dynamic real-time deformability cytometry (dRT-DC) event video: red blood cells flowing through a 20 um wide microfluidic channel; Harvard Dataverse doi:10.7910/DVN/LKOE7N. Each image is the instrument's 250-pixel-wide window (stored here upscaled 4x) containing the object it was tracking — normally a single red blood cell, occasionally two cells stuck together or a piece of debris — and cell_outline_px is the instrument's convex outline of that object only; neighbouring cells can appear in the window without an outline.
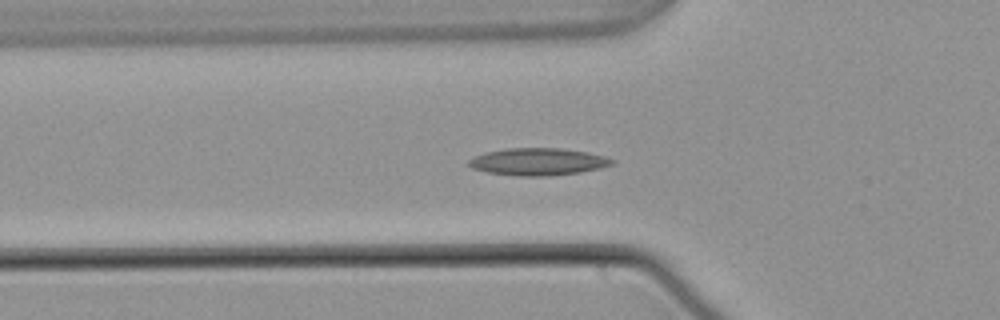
{"species": "common noctule bat (a hibernating species)", "species_latin": "Nyctalus noctula", "temperature_condition": "warm", "stored_images_in_passage": 42, "camera_frame_rate_fps": 3000, "um_per_image_px": 0.085, "animal": {"sex": "male", "body_mass_g": 21.5, "forearm_length_mm": 52.0}, "frame": {"image": 1, "passage_image": 5, "time_ms": 1.333, "image_size_px": [1000, 320], "cell_outline_px": [[616, 160], [612, 164], [600, 168], [580, 172], [548, 176], [520, 176], [488, 172], [472, 168], [468, 164], [468, 160], [484, 152], [508, 148], [560, 148], [588, 152], [604, 156]], "centroid_in_image_um": [45.74, 13.74], "position_along_channel_um": 80.1, "area_um2": 22.66}}
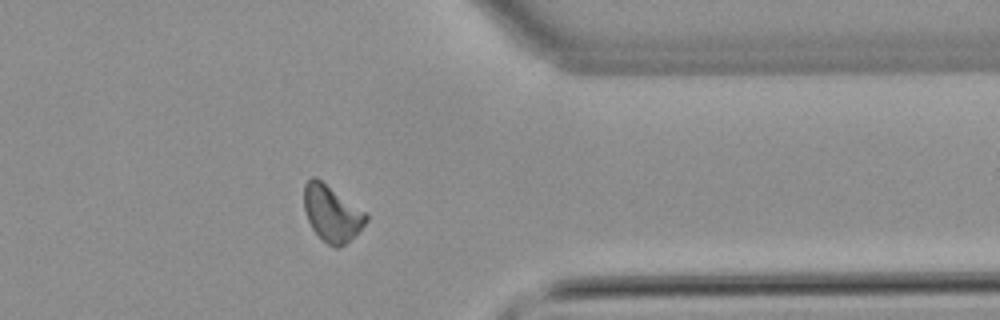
{"frame": {"image": 2, "passage_image": 30, "time_ms": 9.667, "image_size_px": [1000, 320], "cell_outline_px": [[368, 220], [340, 248], [332, 248], [312, 228], [308, 220], [304, 208], [304, 184], [312, 176], [316, 176], [368, 212]], "centroid_in_image_um": [28.21, 18.09], "position_along_channel_um": 383.2, "area_um2": 20.35}}
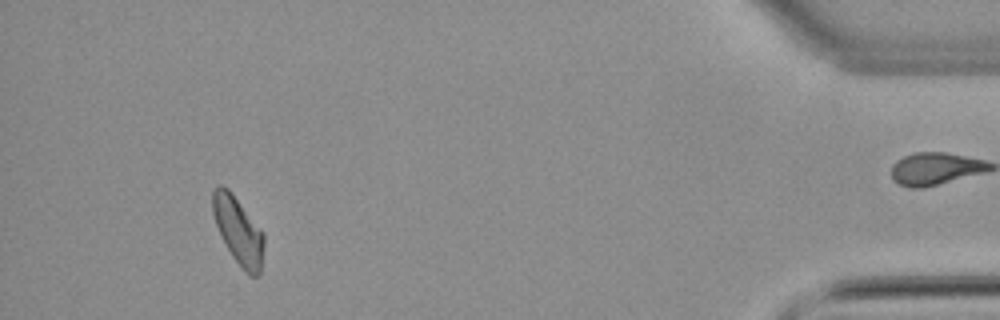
{"frame": {"image": 3, "passage_image": 37, "time_ms": 12.0, "image_size_px": [1000, 320], "cell_outline_px": [[264, 244], [260, 276], [248, 276], [244, 272], [232, 256], [216, 224], [212, 212], [212, 192], [220, 184], [228, 188], [264, 232]], "centroid_in_image_um": [20.28, 19.63], "position_along_channel_um": 414.9, "area_um2": 20.06}}